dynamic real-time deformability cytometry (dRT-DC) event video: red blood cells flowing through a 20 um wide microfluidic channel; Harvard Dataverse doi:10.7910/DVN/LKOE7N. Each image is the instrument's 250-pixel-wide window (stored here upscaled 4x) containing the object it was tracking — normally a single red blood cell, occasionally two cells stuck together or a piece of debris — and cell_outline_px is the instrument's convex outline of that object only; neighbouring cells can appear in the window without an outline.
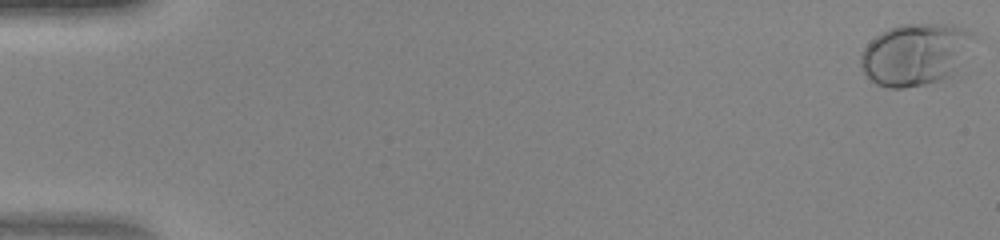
{"species": "human", "species_latin": "Homo sapiens", "temperature_condition": "warm", "stored_images_in_passage": 48, "camera_frame_rate_fps": 3000, "um_per_image_px": 0.085, "donor": {"sex": "female"}, "frame": {"image": 1, "passage_image": 1, "time_ms": 0.0, "image_size_px": [1000, 240], "cell_outline_px": [[980, 36], [956, 68], [948, 76], [940, 80], [924, 84], [904, 88], [888, 88], [876, 84], [860, 68], [860, 52], [880, 32], [888, 28], [900, 24], [952, 24], [964, 28]], "centroid_in_image_um": [77.82, 4.59], "position_along_channel_um": 7.2, "area_um2": 40.98}}
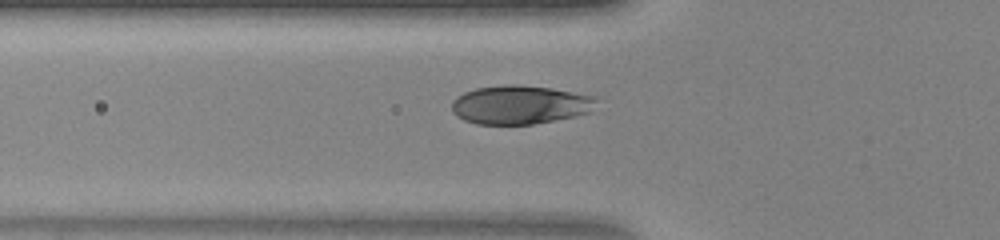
{"frame": {"image": 2, "passage_image": 18, "time_ms": 5.667, "image_size_px": [1000, 240], "cell_outline_px": [[596, 100], [588, 112], [576, 116], [532, 124], [476, 124], [464, 120], [456, 116], [452, 112], [452, 100], [456, 96], [464, 92], [476, 88], [504, 84], [516, 84], [552, 88], [596, 96]], "centroid_in_image_um": [44.14, 8.89], "position_along_channel_um": 81.7, "area_um2": 32.66}}
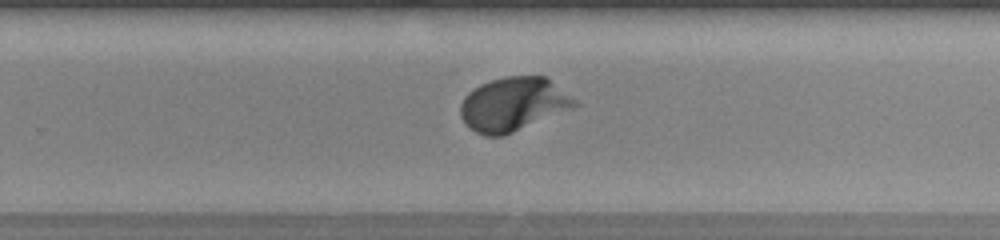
{"frame": {"image": 3, "passage_image": 32, "time_ms": 10.333, "image_size_px": [1000, 240], "cell_outline_px": [[584, 104], [504, 136], [484, 136], [476, 132], [460, 116], [460, 104], [464, 96], [468, 92], [480, 84], [504, 76], [544, 76]], "centroid_in_image_um": [43.67, 8.86], "position_along_channel_um": 286.1, "area_um2": 36.01}}